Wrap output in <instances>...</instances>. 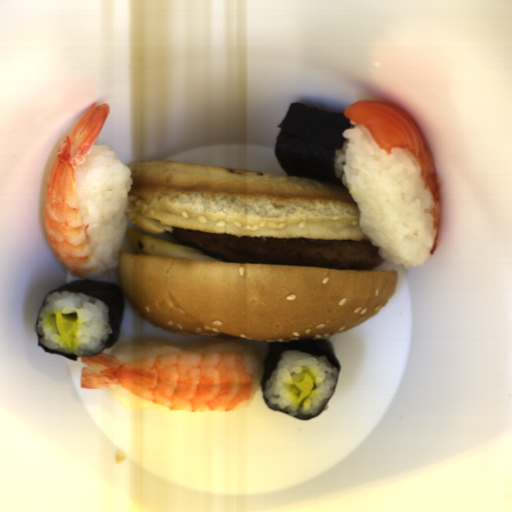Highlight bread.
Listing matches in <instances>:
<instances>
[{
	"label": "bread",
	"mask_w": 512,
	"mask_h": 512,
	"mask_svg": "<svg viewBox=\"0 0 512 512\" xmlns=\"http://www.w3.org/2000/svg\"><path fill=\"white\" fill-rule=\"evenodd\" d=\"M126 303L159 329L270 344L326 339L360 325L394 295L399 270L206 261L120 252Z\"/></svg>",
	"instance_id": "obj_1"
},
{
	"label": "bread",
	"mask_w": 512,
	"mask_h": 512,
	"mask_svg": "<svg viewBox=\"0 0 512 512\" xmlns=\"http://www.w3.org/2000/svg\"><path fill=\"white\" fill-rule=\"evenodd\" d=\"M129 223L251 238L370 240L342 182L209 165L141 161L128 166Z\"/></svg>",
	"instance_id": "obj_2"
}]
</instances>
